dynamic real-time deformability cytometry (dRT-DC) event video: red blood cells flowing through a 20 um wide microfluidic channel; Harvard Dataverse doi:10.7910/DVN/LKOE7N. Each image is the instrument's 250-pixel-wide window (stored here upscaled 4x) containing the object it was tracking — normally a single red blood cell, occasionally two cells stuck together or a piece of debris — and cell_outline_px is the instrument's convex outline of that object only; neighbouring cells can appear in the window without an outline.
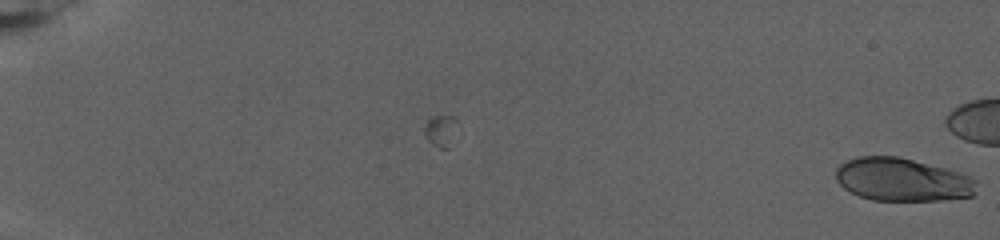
{"species": "human", "species_latin": "Homo sapiens", "temperature_condition": "warm", "stored_images_in_passage": 13, "camera_frame_rate_fps": 3000, "um_per_image_px": 0.085, "donor": {"sex": "female"}, "frame": {"image": 1, "passage_image": 13, "time_ms": 4.0, "image_size_px": [1000, 240], "cell_outline_px": [[976, 180], [972, 196], [940, 200], [872, 200], [860, 196], [844, 188], [836, 180], [836, 168], [840, 164], [848, 160], [860, 156], [896, 156], [964, 172], [972, 176]], "centroid_in_image_um": [76.71, 15.26], "position_along_channel_um": 8.3, "area_um2": 35.26}}